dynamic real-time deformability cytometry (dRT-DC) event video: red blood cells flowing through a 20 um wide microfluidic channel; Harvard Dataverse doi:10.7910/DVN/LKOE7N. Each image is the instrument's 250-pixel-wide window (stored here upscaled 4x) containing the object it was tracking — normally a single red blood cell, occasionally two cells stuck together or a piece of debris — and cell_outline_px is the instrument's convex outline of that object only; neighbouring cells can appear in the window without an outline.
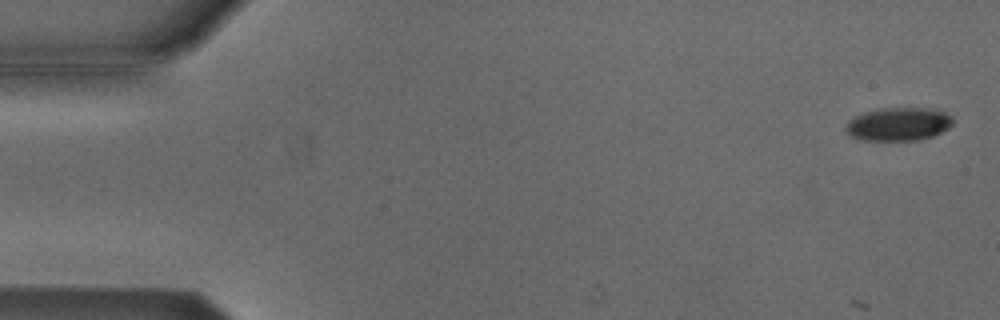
{"species": "Egyptian fruit bat (a non-hibernating species)", "species_latin": "Rousettus aegyptiacus", "temperature_condition": "cold", "stored_images_in_passage": 5, "camera_frame_rate_fps": 3000, "um_per_image_px": 0.085, "animal": {"sex": "male"}, "frame": {"image": 1, "passage_image": 1, "time_ms": 0.0, "image_size_px": [1000, 320], "cell_outline_px": [[952, 124], [948, 128], [932, 136], [920, 140], [864, 140], [852, 136], [844, 132], [844, 128], [848, 120], [864, 112], [876, 108], [936, 108], [952, 116]], "centroid_in_image_um": [76.35, 10.54], "position_along_channel_um": 8.6, "area_um2": 20.92}}
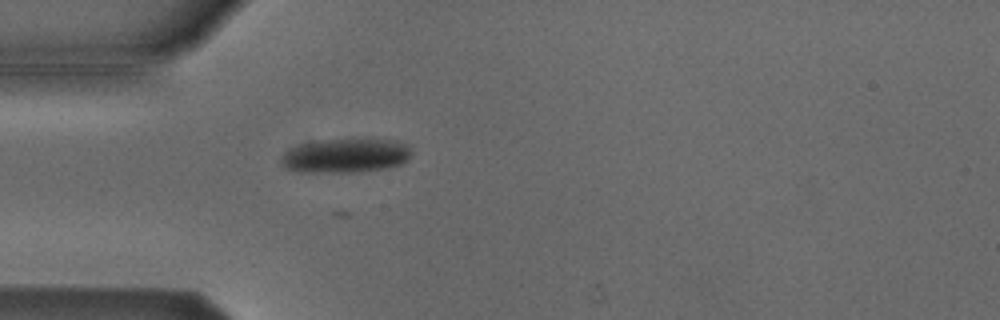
{"frame": {"image": 2, "passage_image": 5, "time_ms": 1.333, "image_size_px": [1000, 320], "cell_outline_px": [[412, 152], [408, 160], [400, 164], [388, 168], [352, 172], [304, 172], [288, 168], [280, 160], [280, 156], [284, 152], [300, 144], [324, 140], [364, 136], [400, 140], [408, 144]], "centroid_in_image_um": [29.49, 13.17], "position_along_channel_um": 55.5, "area_um2": 26.82}}